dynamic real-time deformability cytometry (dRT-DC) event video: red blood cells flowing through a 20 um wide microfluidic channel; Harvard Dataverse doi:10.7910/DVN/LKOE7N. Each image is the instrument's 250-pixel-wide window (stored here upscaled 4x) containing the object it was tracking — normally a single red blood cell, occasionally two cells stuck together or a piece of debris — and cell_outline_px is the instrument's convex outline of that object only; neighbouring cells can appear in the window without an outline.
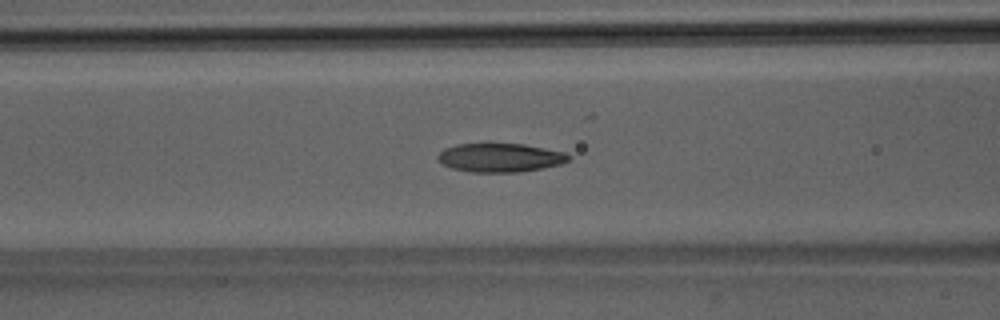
{"species": "Egyptian fruit bat (a non-hibernating species)", "species_latin": "Rousettus aegyptiacus", "temperature_condition": "room temperature", "stored_images_in_passage": 51, "camera_frame_rate_fps": 3000, "um_per_image_px": 0.085, "animal": {"sex": "male"}, "frame": {"image": 1, "passage_image": 21, "time_ms": 6.667, "image_size_px": [1000, 320], "cell_outline_px": [[572, 156], [568, 160], [560, 164], [544, 168], [520, 172], [472, 172], [452, 168], [440, 164], [436, 160], [436, 156], [444, 148], [456, 144], [488, 140], [524, 144], [564, 152]], "centroid_in_image_um": [42.43, 13.35], "position_along_channel_um": 124.2, "area_um2": 23.0}}
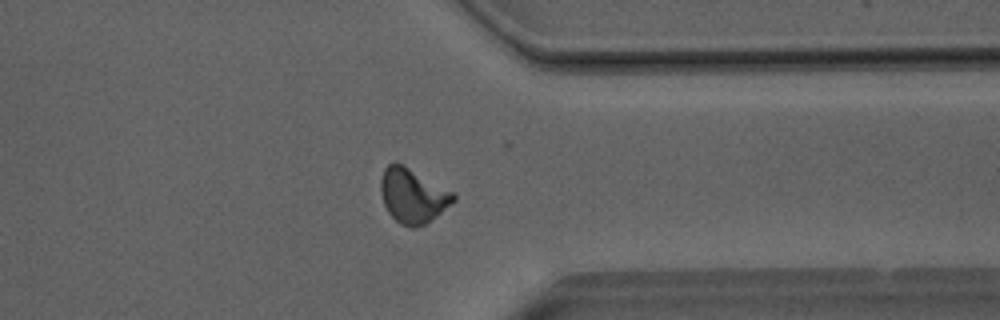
{"frame": {"image": 2, "passage_image": 40, "time_ms": 13.0, "image_size_px": [1000, 320], "cell_outline_px": [[456, 200], [436, 216], [424, 224], [416, 228], [412, 228], [400, 224], [388, 212], [384, 204], [380, 192], [380, 180], [384, 168], [388, 164], [396, 160], [404, 164], [456, 192]], "centroid_in_image_um": [35.09, 16.59], "position_along_channel_um": 376.3, "area_um2": 23.58}}
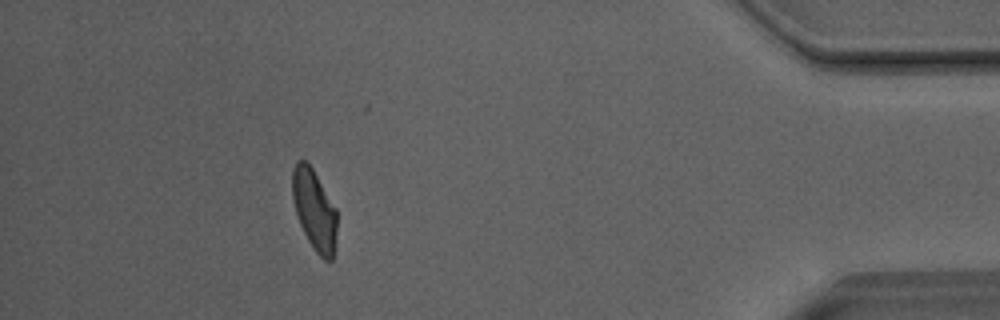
{"frame": {"image": 3, "passage_image": 46, "time_ms": 15.0, "image_size_px": [1000, 320], "cell_outline_px": [[336, 248], [332, 260], [324, 260], [316, 252], [308, 240], [296, 216], [292, 200], [292, 168], [296, 160], [304, 160], [312, 168], [336, 208]], "centroid_in_image_um": [26.71, 17.84], "position_along_channel_um": 408.5, "area_um2": 21.1}, "authors_computed_cell_mechanics": {"area_um2": 22.1374, "velocity_mm_per_s": 4.0454, "shape_relaxation_time_tau1_ms": 6.426, "shape_relaxation_time_tau2_ms": 2.0327, "deformation_change_tau1": 0.1863, "deformation_change_tau2": 0.0895}}